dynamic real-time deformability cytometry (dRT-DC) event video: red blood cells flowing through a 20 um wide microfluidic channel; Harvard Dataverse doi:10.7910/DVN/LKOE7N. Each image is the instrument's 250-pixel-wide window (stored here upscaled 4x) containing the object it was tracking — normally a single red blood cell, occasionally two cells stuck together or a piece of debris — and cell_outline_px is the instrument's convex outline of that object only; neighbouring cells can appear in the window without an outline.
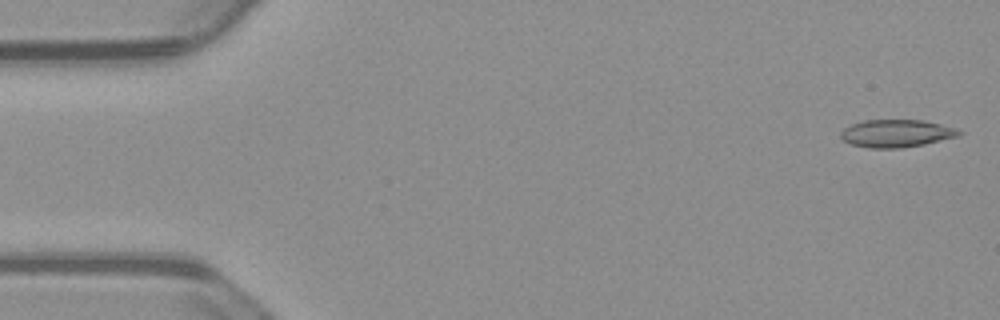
{"species": "common noctule bat (a hibernating species)", "species_latin": "Nyctalus noctula", "temperature_condition": "warm", "stored_images_in_passage": 54, "camera_frame_rate_fps": 3000, "um_per_image_px": 0.085, "animal": {"sex": "male", "body_mass_g": 23.1, "forearm_length_mm": 52.7}, "frame": {"image": 1, "passage_image": 1, "time_ms": 0.0, "image_size_px": [1000, 320], "cell_outline_px": [[964, 132], [960, 136], [924, 144], [900, 148], [868, 148], [852, 144], [844, 140], [840, 136], [840, 132], [844, 128], [852, 124], [864, 120], [924, 120], [956, 128]], "centroid_in_image_um": [76.22, 11.33], "position_along_channel_um": 8.8, "area_um2": 19.07}}
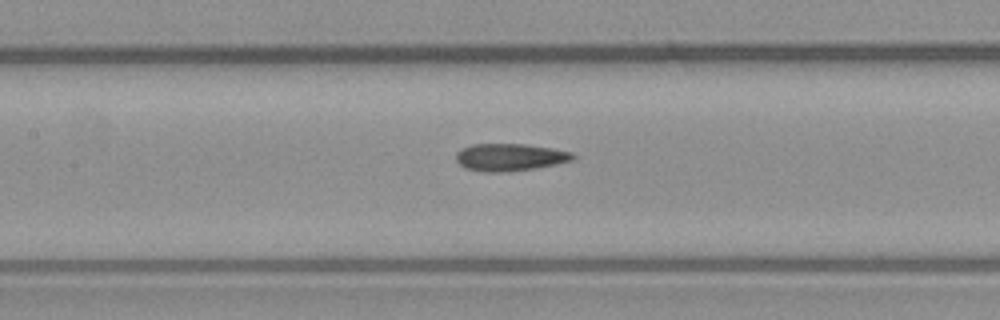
{"frame": {"image": 2, "passage_image": 24, "time_ms": 7.667, "image_size_px": [1000, 320], "cell_outline_px": [[576, 160], [556, 164], [532, 168], [500, 172], [484, 172], [464, 168], [456, 160], [456, 152], [460, 148], [472, 144], [524, 144], [552, 148], [572, 152], [576, 156]], "centroid_in_image_um": [43.33, 13.35], "position_along_channel_um": 164.1, "area_um2": 18.67}}
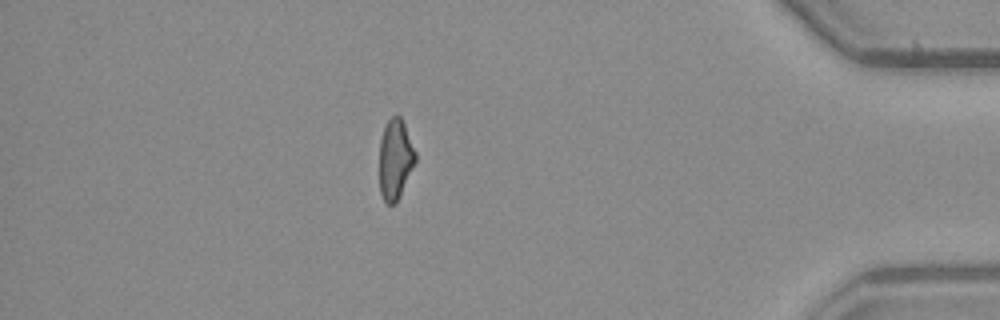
{"frame": {"image": 3, "passage_image": 47, "time_ms": 15.333, "image_size_px": [1000, 320], "cell_outline_px": [[416, 160], [396, 200], [392, 204], [388, 204], [384, 200], [380, 192], [380, 140], [384, 128], [388, 120], [392, 116], [400, 116], [404, 124], [416, 152]], "centroid_in_image_um": [33.59, 13.49], "position_along_channel_um": 401.6, "area_um2": 16.24}, "authors_computed_cell_mechanics": {"area_um2": 18.4671, "velocity_mm_per_s": 3.7252, "shape_relaxation_time_tau1_ms": null, "shape_relaxation_time_tau2_ms": 3.1382, "deformation_change_tau1": null, "deformation_change_tau2": 0.1085}}